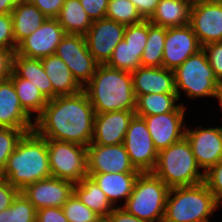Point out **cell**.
I'll return each instance as SVG.
<instances>
[{"instance_id": "cell-1", "label": "cell", "mask_w": 222, "mask_h": 222, "mask_svg": "<svg viewBox=\"0 0 222 222\" xmlns=\"http://www.w3.org/2000/svg\"><path fill=\"white\" fill-rule=\"evenodd\" d=\"M95 111L84 90L57 96L35 119L34 131L43 138L87 147L92 140Z\"/></svg>"}, {"instance_id": "cell-2", "label": "cell", "mask_w": 222, "mask_h": 222, "mask_svg": "<svg viewBox=\"0 0 222 222\" xmlns=\"http://www.w3.org/2000/svg\"><path fill=\"white\" fill-rule=\"evenodd\" d=\"M0 176L19 191L36 181L52 177L47 139L34 130L25 133L9 156Z\"/></svg>"}, {"instance_id": "cell-3", "label": "cell", "mask_w": 222, "mask_h": 222, "mask_svg": "<svg viewBox=\"0 0 222 222\" xmlns=\"http://www.w3.org/2000/svg\"><path fill=\"white\" fill-rule=\"evenodd\" d=\"M83 90L95 113L135 111L136 97L131 72L98 65Z\"/></svg>"}, {"instance_id": "cell-4", "label": "cell", "mask_w": 222, "mask_h": 222, "mask_svg": "<svg viewBox=\"0 0 222 222\" xmlns=\"http://www.w3.org/2000/svg\"><path fill=\"white\" fill-rule=\"evenodd\" d=\"M219 206L204 182L170 188L163 222H210Z\"/></svg>"}, {"instance_id": "cell-5", "label": "cell", "mask_w": 222, "mask_h": 222, "mask_svg": "<svg viewBox=\"0 0 222 222\" xmlns=\"http://www.w3.org/2000/svg\"><path fill=\"white\" fill-rule=\"evenodd\" d=\"M200 169L190 143L184 136L181 140L158 152L157 163L152 173L169 188H174L204 182V172H201Z\"/></svg>"}, {"instance_id": "cell-6", "label": "cell", "mask_w": 222, "mask_h": 222, "mask_svg": "<svg viewBox=\"0 0 222 222\" xmlns=\"http://www.w3.org/2000/svg\"><path fill=\"white\" fill-rule=\"evenodd\" d=\"M170 188L152 172L140 173L123 207L128 213L147 222H163Z\"/></svg>"}, {"instance_id": "cell-7", "label": "cell", "mask_w": 222, "mask_h": 222, "mask_svg": "<svg viewBox=\"0 0 222 222\" xmlns=\"http://www.w3.org/2000/svg\"><path fill=\"white\" fill-rule=\"evenodd\" d=\"M173 72L179 100L181 91L191 99L208 96L218 98L220 82L215 77L203 49L187 58Z\"/></svg>"}, {"instance_id": "cell-8", "label": "cell", "mask_w": 222, "mask_h": 222, "mask_svg": "<svg viewBox=\"0 0 222 222\" xmlns=\"http://www.w3.org/2000/svg\"><path fill=\"white\" fill-rule=\"evenodd\" d=\"M47 148L52 177L76 184L88 176L87 147L47 139Z\"/></svg>"}, {"instance_id": "cell-9", "label": "cell", "mask_w": 222, "mask_h": 222, "mask_svg": "<svg viewBox=\"0 0 222 222\" xmlns=\"http://www.w3.org/2000/svg\"><path fill=\"white\" fill-rule=\"evenodd\" d=\"M55 55L69 67L82 88L91 80L99 65L90 54L83 35L66 34L57 46Z\"/></svg>"}, {"instance_id": "cell-10", "label": "cell", "mask_w": 222, "mask_h": 222, "mask_svg": "<svg viewBox=\"0 0 222 222\" xmlns=\"http://www.w3.org/2000/svg\"><path fill=\"white\" fill-rule=\"evenodd\" d=\"M123 145L131 164L141 173L152 172L156 166L158 151L143 118L134 116L124 137Z\"/></svg>"}, {"instance_id": "cell-11", "label": "cell", "mask_w": 222, "mask_h": 222, "mask_svg": "<svg viewBox=\"0 0 222 222\" xmlns=\"http://www.w3.org/2000/svg\"><path fill=\"white\" fill-rule=\"evenodd\" d=\"M126 25L107 18L93 21L84 35L87 48L99 65H106L124 39Z\"/></svg>"}, {"instance_id": "cell-12", "label": "cell", "mask_w": 222, "mask_h": 222, "mask_svg": "<svg viewBox=\"0 0 222 222\" xmlns=\"http://www.w3.org/2000/svg\"><path fill=\"white\" fill-rule=\"evenodd\" d=\"M185 137L190 143L196 163L204 169V173L222 160L221 127L202 128L200 125L194 130L187 127Z\"/></svg>"}, {"instance_id": "cell-13", "label": "cell", "mask_w": 222, "mask_h": 222, "mask_svg": "<svg viewBox=\"0 0 222 222\" xmlns=\"http://www.w3.org/2000/svg\"><path fill=\"white\" fill-rule=\"evenodd\" d=\"M189 25L202 47L222 42V0H206L191 7Z\"/></svg>"}, {"instance_id": "cell-14", "label": "cell", "mask_w": 222, "mask_h": 222, "mask_svg": "<svg viewBox=\"0 0 222 222\" xmlns=\"http://www.w3.org/2000/svg\"><path fill=\"white\" fill-rule=\"evenodd\" d=\"M184 103L173 112L141 117L145 120L155 149L160 152L185 136Z\"/></svg>"}, {"instance_id": "cell-15", "label": "cell", "mask_w": 222, "mask_h": 222, "mask_svg": "<svg viewBox=\"0 0 222 222\" xmlns=\"http://www.w3.org/2000/svg\"><path fill=\"white\" fill-rule=\"evenodd\" d=\"M88 173H126L140 172L131 164L123 145H100L90 143L87 146Z\"/></svg>"}, {"instance_id": "cell-16", "label": "cell", "mask_w": 222, "mask_h": 222, "mask_svg": "<svg viewBox=\"0 0 222 222\" xmlns=\"http://www.w3.org/2000/svg\"><path fill=\"white\" fill-rule=\"evenodd\" d=\"M201 49L202 46L189 24L167 28L162 67L174 71L187 58Z\"/></svg>"}, {"instance_id": "cell-17", "label": "cell", "mask_w": 222, "mask_h": 222, "mask_svg": "<svg viewBox=\"0 0 222 222\" xmlns=\"http://www.w3.org/2000/svg\"><path fill=\"white\" fill-rule=\"evenodd\" d=\"M74 183L56 177H48L27 185L21 190L36 210L44 207L62 208L74 193Z\"/></svg>"}, {"instance_id": "cell-18", "label": "cell", "mask_w": 222, "mask_h": 222, "mask_svg": "<svg viewBox=\"0 0 222 222\" xmlns=\"http://www.w3.org/2000/svg\"><path fill=\"white\" fill-rule=\"evenodd\" d=\"M66 35L57 19L47 18L43 24L17 47L19 55L42 59L55 54L56 48Z\"/></svg>"}, {"instance_id": "cell-19", "label": "cell", "mask_w": 222, "mask_h": 222, "mask_svg": "<svg viewBox=\"0 0 222 222\" xmlns=\"http://www.w3.org/2000/svg\"><path fill=\"white\" fill-rule=\"evenodd\" d=\"M135 111H112L95 113L91 143L118 145L123 143Z\"/></svg>"}, {"instance_id": "cell-20", "label": "cell", "mask_w": 222, "mask_h": 222, "mask_svg": "<svg viewBox=\"0 0 222 222\" xmlns=\"http://www.w3.org/2000/svg\"><path fill=\"white\" fill-rule=\"evenodd\" d=\"M32 117L23 109L10 78L0 81V127L34 129Z\"/></svg>"}, {"instance_id": "cell-21", "label": "cell", "mask_w": 222, "mask_h": 222, "mask_svg": "<svg viewBox=\"0 0 222 222\" xmlns=\"http://www.w3.org/2000/svg\"><path fill=\"white\" fill-rule=\"evenodd\" d=\"M131 75L135 97L151 93H176L172 70L164 67L139 66Z\"/></svg>"}, {"instance_id": "cell-22", "label": "cell", "mask_w": 222, "mask_h": 222, "mask_svg": "<svg viewBox=\"0 0 222 222\" xmlns=\"http://www.w3.org/2000/svg\"><path fill=\"white\" fill-rule=\"evenodd\" d=\"M140 173H88V176L97 183L100 189L106 194L107 199L114 206L119 199L124 198L126 203Z\"/></svg>"}, {"instance_id": "cell-23", "label": "cell", "mask_w": 222, "mask_h": 222, "mask_svg": "<svg viewBox=\"0 0 222 222\" xmlns=\"http://www.w3.org/2000/svg\"><path fill=\"white\" fill-rule=\"evenodd\" d=\"M40 60L53 86V99L57 96L73 95L83 90L60 57L53 54Z\"/></svg>"}, {"instance_id": "cell-24", "label": "cell", "mask_w": 222, "mask_h": 222, "mask_svg": "<svg viewBox=\"0 0 222 222\" xmlns=\"http://www.w3.org/2000/svg\"><path fill=\"white\" fill-rule=\"evenodd\" d=\"M11 15L14 39L17 46L30 34L34 33L47 19L29 0H22L18 3Z\"/></svg>"}, {"instance_id": "cell-25", "label": "cell", "mask_w": 222, "mask_h": 222, "mask_svg": "<svg viewBox=\"0 0 222 222\" xmlns=\"http://www.w3.org/2000/svg\"><path fill=\"white\" fill-rule=\"evenodd\" d=\"M12 72L17 77L32 82L48 100L53 99V86L40 59L25 57L15 52L12 59Z\"/></svg>"}, {"instance_id": "cell-26", "label": "cell", "mask_w": 222, "mask_h": 222, "mask_svg": "<svg viewBox=\"0 0 222 222\" xmlns=\"http://www.w3.org/2000/svg\"><path fill=\"white\" fill-rule=\"evenodd\" d=\"M190 11L183 0H160L149 21L164 28L186 26L190 23Z\"/></svg>"}, {"instance_id": "cell-27", "label": "cell", "mask_w": 222, "mask_h": 222, "mask_svg": "<svg viewBox=\"0 0 222 222\" xmlns=\"http://www.w3.org/2000/svg\"><path fill=\"white\" fill-rule=\"evenodd\" d=\"M74 194L89 209L93 210L101 218H106L117 206H113L107 199L106 194L97 183L89 176L83 178L74 185Z\"/></svg>"}, {"instance_id": "cell-28", "label": "cell", "mask_w": 222, "mask_h": 222, "mask_svg": "<svg viewBox=\"0 0 222 222\" xmlns=\"http://www.w3.org/2000/svg\"><path fill=\"white\" fill-rule=\"evenodd\" d=\"M56 19L66 34L83 36L93 23L79 0H65Z\"/></svg>"}, {"instance_id": "cell-29", "label": "cell", "mask_w": 222, "mask_h": 222, "mask_svg": "<svg viewBox=\"0 0 222 222\" xmlns=\"http://www.w3.org/2000/svg\"><path fill=\"white\" fill-rule=\"evenodd\" d=\"M177 93L146 94L136 97L135 114L138 117L165 114L173 112L181 103Z\"/></svg>"}, {"instance_id": "cell-30", "label": "cell", "mask_w": 222, "mask_h": 222, "mask_svg": "<svg viewBox=\"0 0 222 222\" xmlns=\"http://www.w3.org/2000/svg\"><path fill=\"white\" fill-rule=\"evenodd\" d=\"M9 78L13 82L23 109L31 117H34L33 114L35 113L36 116L34 119H36L41 114L49 100L29 80L17 77L13 72H11Z\"/></svg>"}, {"instance_id": "cell-31", "label": "cell", "mask_w": 222, "mask_h": 222, "mask_svg": "<svg viewBox=\"0 0 222 222\" xmlns=\"http://www.w3.org/2000/svg\"><path fill=\"white\" fill-rule=\"evenodd\" d=\"M167 28L148 20V40L141 57V66L162 67L163 50Z\"/></svg>"}, {"instance_id": "cell-32", "label": "cell", "mask_w": 222, "mask_h": 222, "mask_svg": "<svg viewBox=\"0 0 222 222\" xmlns=\"http://www.w3.org/2000/svg\"><path fill=\"white\" fill-rule=\"evenodd\" d=\"M143 51L144 48H133L122 40L115 47V50L106 65L114 69L133 72L141 66Z\"/></svg>"}, {"instance_id": "cell-33", "label": "cell", "mask_w": 222, "mask_h": 222, "mask_svg": "<svg viewBox=\"0 0 222 222\" xmlns=\"http://www.w3.org/2000/svg\"><path fill=\"white\" fill-rule=\"evenodd\" d=\"M36 211L20 191L12 205L0 212V222H36Z\"/></svg>"}, {"instance_id": "cell-34", "label": "cell", "mask_w": 222, "mask_h": 222, "mask_svg": "<svg viewBox=\"0 0 222 222\" xmlns=\"http://www.w3.org/2000/svg\"><path fill=\"white\" fill-rule=\"evenodd\" d=\"M106 18L124 25L136 24L144 20L130 0H109Z\"/></svg>"}, {"instance_id": "cell-35", "label": "cell", "mask_w": 222, "mask_h": 222, "mask_svg": "<svg viewBox=\"0 0 222 222\" xmlns=\"http://www.w3.org/2000/svg\"><path fill=\"white\" fill-rule=\"evenodd\" d=\"M33 130L0 127V173L5 168L9 156L15 150L20 139L25 133Z\"/></svg>"}, {"instance_id": "cell-36", "label": "cell", "mask_w": 222, "mask_h": 222, "mask_svg": "<svg viewBox=\"0 0 222 222\" xmlns=\"http://www.w3.org/2000/svg\"><path fill=\"white\" fill-rule=\"evenodd\" d=\"M62 210L68 222H96L101 218L82 203L74 193L63 205Z\"/></svg>"}, {"instance_id": "cell-37", "label": "cell", "mask_w": 222, "mask_h": 222, "mask_svg": "<svg viewBox=\"0 0 222 222\" xmlns=\"http://www.w3.org/2000/svg\"><path fill=\"white\" fill-rule=\"evenodd\" d=\"M123 40L133 48H145L148 40V20L126 25Z\"/></svg>"}, {"instance_id": "cell-38", "label": "cell", "mask_w": 222, "mask_h": 222, "mask_svg": "<svg viewBox=\"0 0 222 222\" xmlns=\"http://www.w3.org/2000/svg\"><path fill=\"white\" fill-rule=\"evenodd\" d=\"M204 183L213 193L216 201L222 205V160L204 173Z\"/></svg>"}, {"instance_id": "cell-39", "label": "cell", "mask_w": 222, "mask_h": 222, "mask_svg": "<svg viewBox=\"0 0 222 222\" xmlns=\"http://www.w3.org/2000/svg\"><path fill=\"white\" fill-rule=\"evenodd\" d=\"M17 47L14 39L11 13L0 14V49L12 50L15 53Z\"/></svg>"}, {"instance_id": "cell-40", "label": "cell", "mask_w": 222, "mask_h": 222, "mask_svg": "<svg viewBox=\"0 0 222 222\" xmlns=\"http://www.w3.org/2000/svg\"><path fill=\"white\" fill-rule=\"evenodd\" d=\"M217 80L222 81V42L209 43L202 47Z\"/></svg>"}, {"instance_id": "cell-41", "label": "cell", "mask_w": 222, "mask_h": 222, "mask_svg": "<svg viewBox=\"0 0 222 222\" xmlns=\"http://www.w3.org/2000/svg\"><path fill=\"white\" fill-rule=\"evenodd\" d=\"M92 21L106 18L109 0H79Z\"/></svg>"}, {"instance_id": "cell-42", "label": "cell", "mask_w": 222, "mask_h": 222, "mask_svg": "<svg viewBox=\"0 0 222 222\" xmlns=\"http://www.w3.org/2000/svg\"><path fill=\"white\" fill-rule=\"evenodd\" d=\"M20 191L0 176V212L8 209Z\"/></svg>"}, {"instance_id": "cell-43", "label": "cell", "mask_w": 222, "mask_h": 222, "mask_svg": "<svg viewBox=\"0 0 222 222\" xmlns=\"http://www.w3.org/2000/svg\"><path fill=\"white\" fill-rule=\"evenodd\" d=\"M34 4L47 18L56 19L65 0H29Z\"/></svg>"}, {"instance_id": "cell-44", "label": "cell", "mask_w": 222, "mask_h": 222, "mask_svg": "<svg viewBox=\"0 0 222 222\" xmlns=\"http://www.w3.org/2000/svg\"><path fill=\"white\" fill-rule=\"evenodd\" d=\"M36 222H68L62 208L44 207L36 211Z\"/></svg>"}, {"instance_id": "cell-45", "label": "cell", "mask_w": 222, "mask_h": 222, "mask_svg": "<svg viewBox=\"0 0 222 222\" xmlns=\"http://www.w3.org/2000/svg\"><path fill=\"white\" fill-rule=\"evenodd\" d=\"M144 20H149L160 0H130Z\"/></svg>"}, {"instance_id": "cell-46", "label": "cell", "mask_w": 222, "mask_h": 222, "mask_svg": "<svg viewBox=\"0 0 222 222\" xmlns=\"http://www.w3.org/2000/svg\"><path fill=\"white\" fill-rule=\"evenodd\" d=\"M13 54L12 50L0 49V81L11 75Z\"/></svg>"}, {"instance_id": "cell-47", "label": "cell", "mask_w": 222, "mask_h": 222, "mask_svg": "<svg viewBox=\"0 0 222 222\" xmlns=\"http://www.w3.org/2000/svg\"><path fill=\"white\" fill-rule=\"evenodd\" d=\"M108 222H147L128 213L123 207L117 206L106 217Z\"/></svg>"}, {"instance_id": "cell-48", "label": "cell", "mask_w": 222, "mask_h": 222, "mask_svg": "<svg viewBox=\"0 0 222 222\" xmlns=\"http://www.w3.org/2000/svg\"><path fill=\"white\" fill-rule=\"evenodd\" d=\"M22 0H0V14L11 13Z\"/></svg>"}, {"instance_id": "cell-49", "label": "cell", "mask_w": 222, "mask_h": 222, "mask_svg": "<svg viewBox=\"0 0 222 222\" xmlns=\"http://www.w3.org/2000/svg\"><path fill=\"white\" fill-rule=\"evenodd\" d=\"M187 5H189L190 7L199 5L203 2H205L206 0H183Z\"/></svg>"}, {"instance_id": "cell-50", "label": "cell", "mask_w": 222, "mask_h": 222, "mask_svg": "<svg viewBox=\"0 0 222 222\" xmlns=\"http://www.w3.org/2000/svg\"><path fill=\"white\" fill-rule=\"evenodd\" d=\"M219 101V106L221 107L222 109V82H220L219 84V95H218V98H217Z\"/></svg>"}, {"instance_id": "cell-51", "label": "cell", "mask_w": 222, "mask_h": 222, "mask_svg": "<svg viewBox=\"0 0 222 222\" xmlns=\"http://www.w3.org/2000/svg\"><path fill=\"white\" fill-rule=\"evenodd\" d=\"M96 222H108L106 218H100Z\"/></svg>"}]
</instances>
